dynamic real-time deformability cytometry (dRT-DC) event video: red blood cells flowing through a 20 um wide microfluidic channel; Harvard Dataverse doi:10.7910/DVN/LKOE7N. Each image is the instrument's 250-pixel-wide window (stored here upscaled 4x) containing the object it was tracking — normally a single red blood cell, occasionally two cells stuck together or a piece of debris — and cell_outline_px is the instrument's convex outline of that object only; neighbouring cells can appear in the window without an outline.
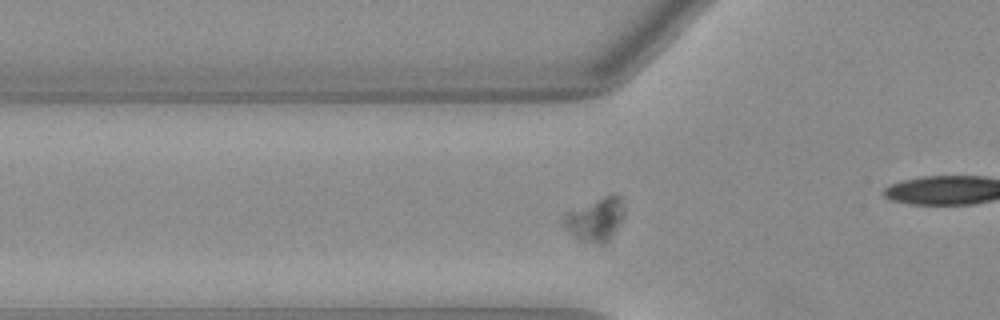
{"species": "Egyptian fruit bat (a non-hibernating species)", "species_latin": "Rousettus aegyptiacus", "temperature_condition": "warm", "stored_images_in_passage": 39, "camera_frame_rate_fps": 3000, "um_per_image_px": 0.085, "animal": {"sex": "female"}, "frame": {"image": 1, "passage_image": 10, "time_ms": 3.0, "image_size_px": [1000, 320], "cell_outline_px": [[624, 216], [608, 240], [604, 244], [596, 244], [580, 240], [568, 228], [564, 220], [564, 216], [568, 212], [608, 196], [616, 196], [620, 200], [624, 208]], "centroid_in_image_um": [50.66, 18.7], "position_along_channel_um": 75.1, "area_um2": 14.1}}
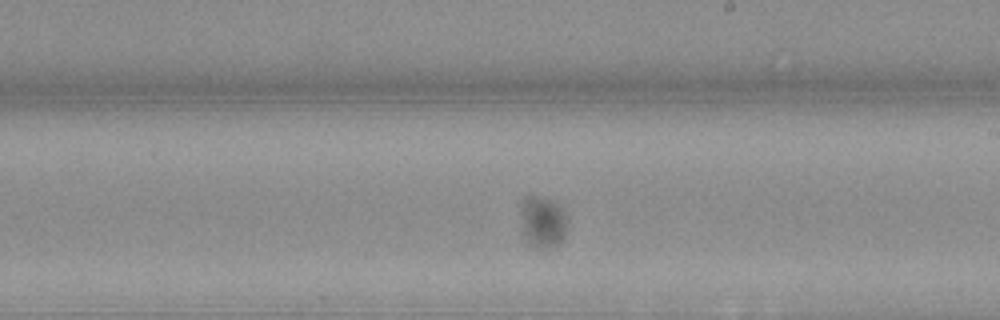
{"frame": {"image": 2, "passage_image": 23, "time_ms": 7.333, "image_size_px": [1000, 320], "cell_outline_px": [[564, 240], [560, 244], [552, 248], [532, 248], [520, 236], [520, 228], [524, 196], [536, 196], [548, 200], [556, 204], [560, 208], [564, 220]], "centroid_in_image_um": [46.04, 18.97], "position_along_channel_um": 243.0, "area_um2": 13.93}}
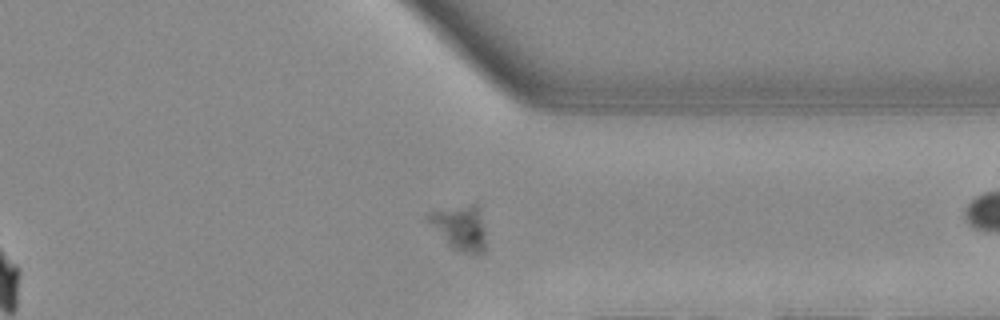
{"frame": {"image": 3, "passage_image": 33, "time_ms": 10.667, "image_size_px": [1000, 320], "cell_outline_px": [[488, 248], [480, 256], [476, 256], [452, 248], [448, 244], [428, 220], [428, 216], [432, 212], [472, 204], [476, 204], [484, 232]], "centroid_in_image_um": [39.19, 19.44], "position_along_channel_um": 372.2, "area_um2": 14.57}}